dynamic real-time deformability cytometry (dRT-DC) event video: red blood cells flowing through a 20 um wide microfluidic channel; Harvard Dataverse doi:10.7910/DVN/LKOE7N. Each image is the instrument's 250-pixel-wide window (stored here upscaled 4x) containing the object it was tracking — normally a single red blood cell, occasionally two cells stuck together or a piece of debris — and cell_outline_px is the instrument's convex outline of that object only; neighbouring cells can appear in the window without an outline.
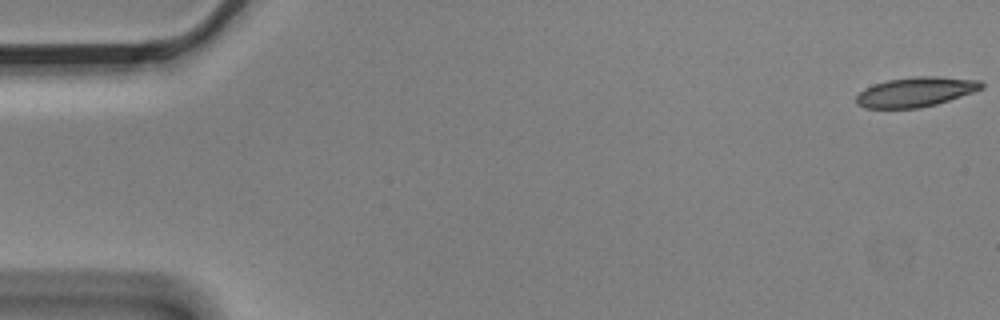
{"species": "Egyptian fruit bat (a non-hibernating species)", "species_latin": "Rousettus aegyptiacus", "temperature_condition": "cold", "stored_images_in_passage": 5, "camera_frame_rate_fps": 3000, "um_per_image_px": 0.085, "animal": {"sex": "male"}, "frame": {"image": 1, "passage_image": 1, "time_ms": 0.0, "image_size_px": [1000, 320], "cell_outline_px": [[984, 88], [936, 104], [920, 108], [864, 108], [856, 104], [856, 96], [864, 88], [888, 80], [916, 76], [940, 76], [980, 80], [984, 84]], "centroid_in_image_um": [77.83, 7.81], "position_along_channel_um": 7.2, "area_um2": 21.62}}
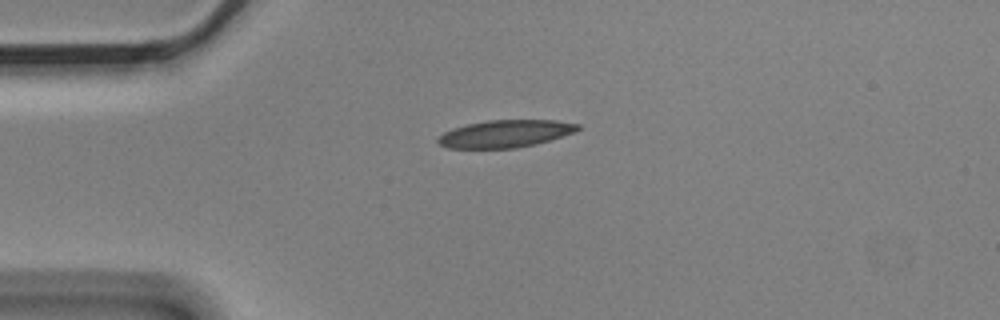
{"frame": {"image": 2, "passage_image": 4, "time_ms": 1.0, "image_size_px": [1000, 320], "cell_outline_px": [[580, 128], [576, 132], [536, 144], [516, 148], [448, 148], [440, 144], [436, 140], [444, 132], [452, 128], [468, 124], [488, 120], [556, 120], [580, 124]], "centroid_in_image_um": [42.98, 11.36], "position_along_channel_um": 42.0, "area_um2": 22.31}}